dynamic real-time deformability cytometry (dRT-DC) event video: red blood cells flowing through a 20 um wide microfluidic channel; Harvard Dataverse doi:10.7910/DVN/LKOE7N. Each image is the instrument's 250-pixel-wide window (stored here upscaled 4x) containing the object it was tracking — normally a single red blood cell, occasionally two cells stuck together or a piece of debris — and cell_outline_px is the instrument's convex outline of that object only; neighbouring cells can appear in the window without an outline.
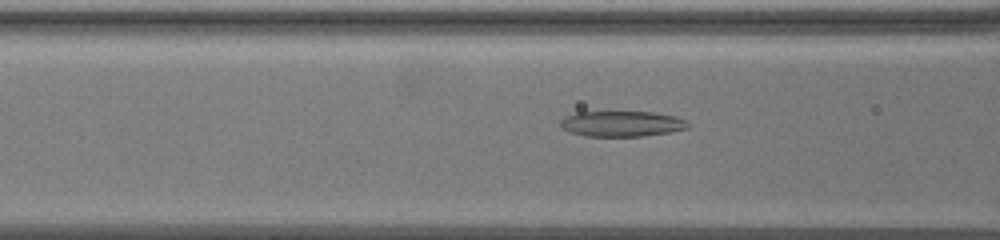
{"species": "common noctule bat (a hibernating species)", "species_latin": "Nyctalus noctula", "temperature_condition": "warm", "stored_images_in_passage": 8, "camera_frame_rate_fps": 3000, "um_per_image_px": 0.085, "animal": {"sex": "female", "body_mass_g": 19.5, "forearm_length_mm": 54.1}, "frame": {"image": 1, "passage_image": 5, "time_ms": 1.333, "image_size_px": [1000, 240], "cell_outline_px": [[692, 124], [688, 128], [668, 132], [644, 136], [584, 136], [560, 128], [560, 120], [564, 116], [576, 112], [652, 112], [676, 116], [688, 120]], "centroid_in_image_um": [52.87, 10.51], "position_along_channel_um": 113.7, "area_um2": 19.19}}